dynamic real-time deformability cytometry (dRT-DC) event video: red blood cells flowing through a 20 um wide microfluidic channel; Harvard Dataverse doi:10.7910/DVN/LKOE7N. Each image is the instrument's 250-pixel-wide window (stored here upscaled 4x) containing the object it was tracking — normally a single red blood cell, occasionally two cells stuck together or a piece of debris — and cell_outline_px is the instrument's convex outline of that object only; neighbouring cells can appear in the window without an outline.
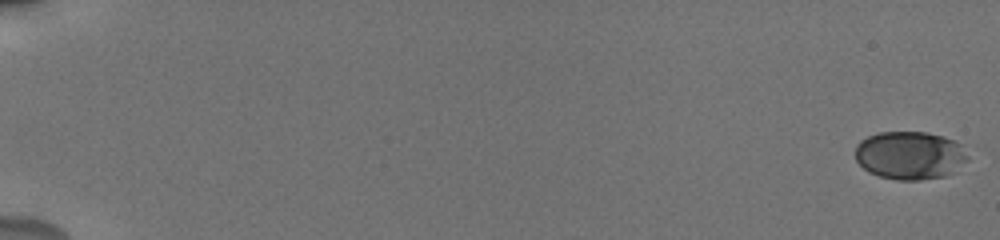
{"species": "human", "species_latin": "Homo sapiens", "temperature_condition": "cold", "stored_images_in_passage": 46, "camera_frame_rate_fps": 3000, "um_per_image_px": 0.085, "donor": {"sex": "male"}, "frame": {"image": 1, "passage_image": 1, "time_ms": 0.0, "image_size_px": [1000, 240], "cell_outline_px": [[968, 160], [952, 172], [944, 176], [920, 180], [896, 180], [880, 176], [868, 172], [856, 160], [856, 144], [860, 140], [868, 136], [880, 132], [928, 132], [944, 136], [960, 144], [968, 156]], "centroid_in_image_um": [77.33, 13.2], "position_along_channel_um": 7.7, "area_um2": 31.56}}
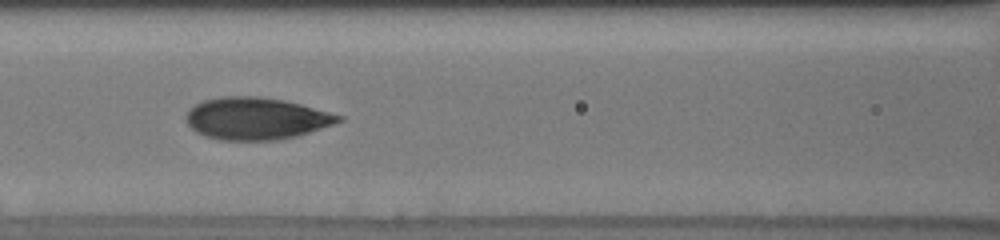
{"frame": {"image": 2, "passage_image": 21, "time_ms": 9.0, "image_size_px": [1000, 240], "cell_outline_px": [[344, 120], [296, 136], [276, 140], [220, 140], [204, 136], [196, 132], [188, 124], [184, 116], [188, 108], [204, 100], [220, 96], [260, 96], [284, 100], [300, 104], [344, 116]], "centroid_in_image_um": [21.72, 10.06], "position_along_channel_um": 144.9, "area_um2": 37.45}}
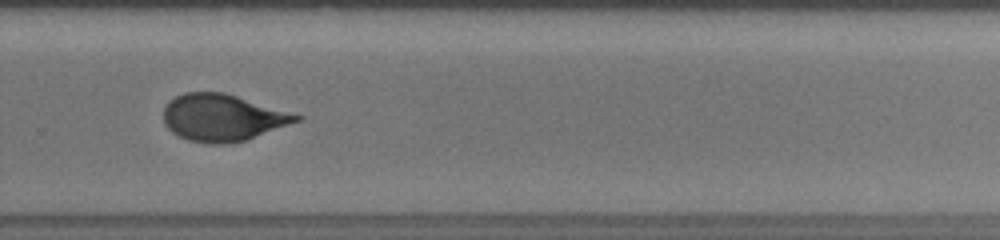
{"frame": {"image": 3, "passage_image": 33, "time_ms": 13.333, "image_size_px": [1000, 240], "cell_outline_px": [[304, 120], [244, 140], [228, 144], [208, 144], [188, 140], [172, 132], [164, 124], [164, 108], [176, 96], [184, 92], [224, 92], [304, 116]], "centroid_in_image_um": [18.95, 10.0], "position_along_channel_um": 310.9, "area_um2": 36.24}, "authors_computed_cell_mechanics": {"area_um2": 34.4777, "velocity_mm_per_s": 3.8386, "shape_relaxation_time_tau1_ms": 4.475, "shape_relaxation_time_tau2_ms": 0.7929, "deformation_change_tau1": 0.1286, "deformation_change_tau2": 0.0465}}